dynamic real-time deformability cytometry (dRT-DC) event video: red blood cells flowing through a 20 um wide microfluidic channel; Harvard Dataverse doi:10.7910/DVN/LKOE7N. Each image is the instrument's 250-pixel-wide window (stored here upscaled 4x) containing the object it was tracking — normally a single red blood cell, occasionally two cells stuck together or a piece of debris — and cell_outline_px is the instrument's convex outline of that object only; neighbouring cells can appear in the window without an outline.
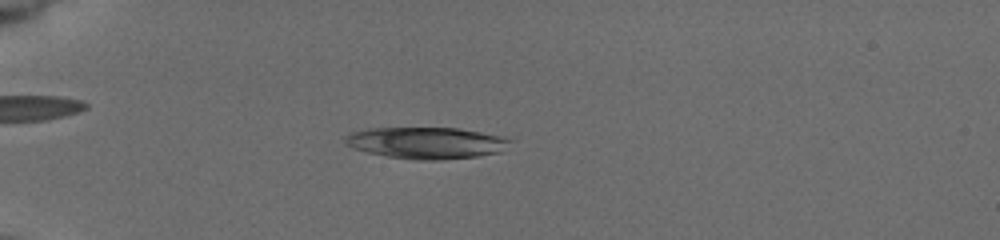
{"species": "common noctule bat (a hibernating species)", "species_latin": "Nyctalus noctula", "temperature_condition": "cold", "stored_images_in_passage": 56, "camera_frame_rate_fps": 3000, "um_per_image_px": 0.085, "animal": {"sex": "female", "body_mass_g": 19.5, "forearm_length_mm": 54.1}, "frame": {"image": 1, "passage_image": 17, "time_ms": 5.333, "image_size_px": [1000, 240], "cell_outline_px": [[508, 140], [496, 152], [476, 156], [436, 160], [416, 160], [388, 156], [368, 152], [356, 148], [348, 144], [344, 140], [352, 132], [372, 128], [456, 128], [496, 136]], "centroid_in_image_um": [36.12, 12.14], "position_along_channel_um": 48.9, "area_um2": 29.02}}
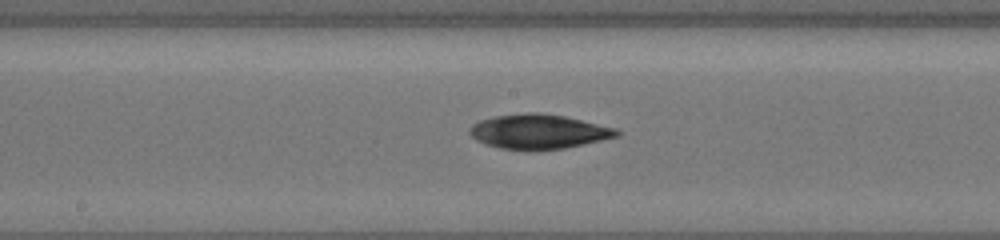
{"frame": {"image": 2, "passage_image": 32, "time_ms": 10.333, "image_size_px": [1000, 240], "cell_outline_px": [[620, 132], [616, 136], [600, 140], [564, 148], [528, 152], [500, 148], [484, 144], [476, 140], [472, 136], [472, 124], [480, 120], [496, 116], [524, 112], [540, 112], [564, 116], [616, 128]], "centroid_in_image_um": [45.75, 11.2], "position_along_channel_um": 202.5, "area_um2": 29.65}}
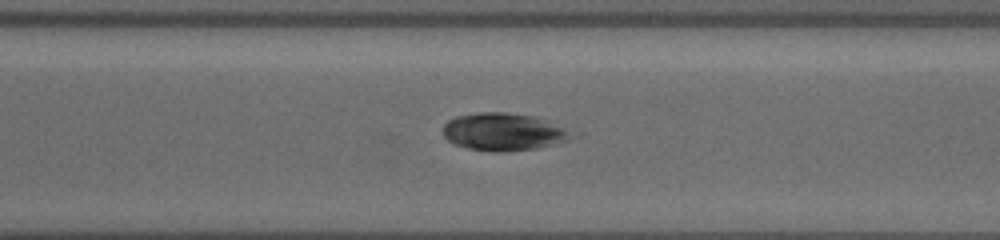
{"frame": {"image": 3, "passage_image": 42, "time_ms": 13.667, "image_size_px": [1000, 240], "cell_outline_px": [[564, 132], [560, 136], [548, 144], [536, 148], [504, 152], [492, 152], [468, 148], [456, 144], [448, 140], [444, 136], [444, 124], [448, 120], [456, 116], [476, 112], [508, 112], [536, 116], [560, 128]], "centroid_in_image_um": [42.52, 11.18], "position_along_channel_um": 328.1, "area_um2": 26.7}}